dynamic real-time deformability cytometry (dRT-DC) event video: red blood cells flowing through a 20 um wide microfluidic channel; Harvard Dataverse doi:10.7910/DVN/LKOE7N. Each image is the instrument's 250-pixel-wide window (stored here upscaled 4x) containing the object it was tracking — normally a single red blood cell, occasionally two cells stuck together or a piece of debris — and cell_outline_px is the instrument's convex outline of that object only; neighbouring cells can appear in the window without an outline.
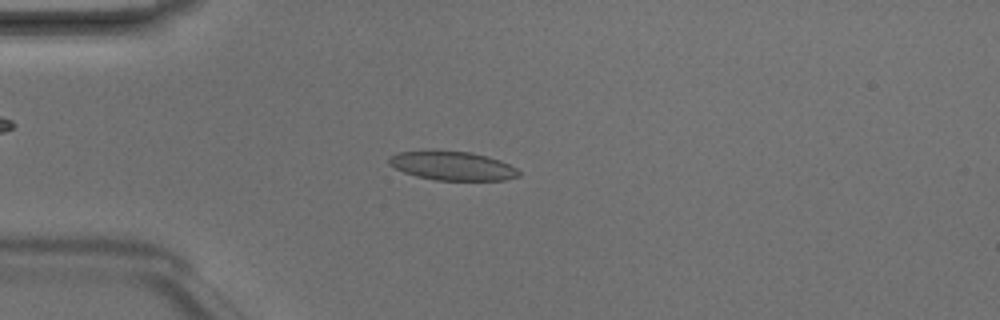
{"species": "Egyptian fruit bat (a non-hibernating species)", "species_latin": "Rousettus aegyptiacus", "temperature_condition": "room temperature", "stored_images_in_passage": 3, "camera_frame_rate_fps": 3000, "um_per_image_px": 0.085, "animal": {"sex": "male"}, "frame": {"image": 1, "passage_image": 3, "time_ms": 0.667, "image_size_px": [1000, 320], "cell_outline_px": [[520, 176], [504, 180], [436, 180], [416, 176], [404, 172], [388, 164], [388, 156], [396, 152], [472, 152], [500, 160], [516, 168], [520, 172]], "centroid_in_image_um": [38.46, 14.11], "position_along_channel_um": 46.5, "area_um2": 21.44}}